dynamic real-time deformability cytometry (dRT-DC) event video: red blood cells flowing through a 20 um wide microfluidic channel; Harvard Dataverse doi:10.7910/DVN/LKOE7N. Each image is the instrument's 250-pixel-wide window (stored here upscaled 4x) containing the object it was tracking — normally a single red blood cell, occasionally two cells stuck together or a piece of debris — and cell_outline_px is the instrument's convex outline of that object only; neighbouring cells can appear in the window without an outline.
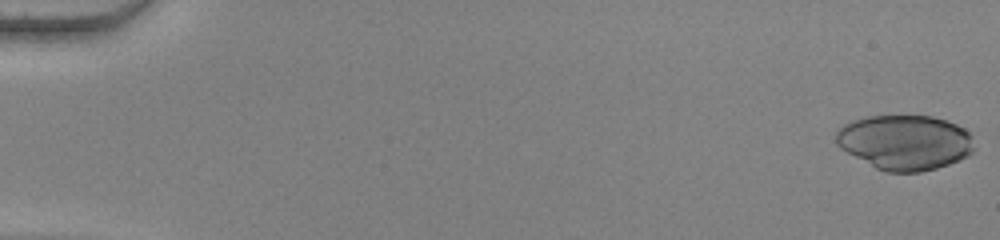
{"species": "human", "species_latin": "Homo sapiens", "temperature_condition": "warm", "stored_images_in_passage": 55, "camera_frame_rate_fps": 3000, "um_per_image_px": 0.085, "donor": {"sex": "female"}, "frame": {"image": 1, "passage_image": 1, "time_ms": 0.0, "image_size_px": [1000, 240], "cell_outline_px": [[976, 148], [968, 156], [948, 164], [936, 168], [920, 172], [884, 172], [876, 168], [840, 148], [836, 144], [836, 132], [844, 124], [868, 116], [932, 116], [956, 124], [964, 128], [972, 136]], "centroid_in_image_um": [76.94, 12.1], "position_along_channel_um": 8.1, "area_um2": 44.16}}
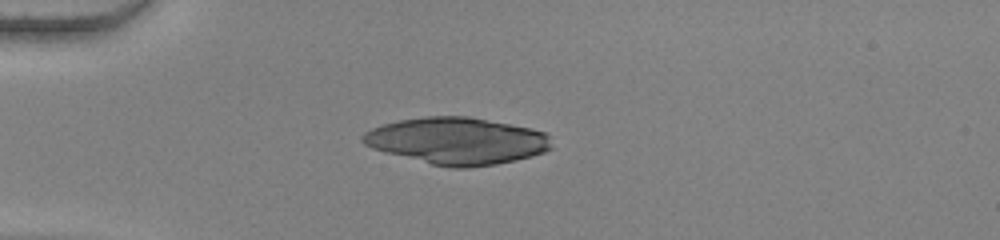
{"frame": {"image": 2, "passage_image": 16, "time_ms": 5.0, "image_size_px": [1000, 240], "cell_outline_px": [[552, 148], [544, 152], [532, 156], [516, 160], [496, 164], [468, 168], [448, 168], [384, 152], [372, 148], [364, 144], [360, 140], [360, 136], [364, 132], [372, 128], [384, 124], [400, 120], [424, 116], [468, 116], [532, 128], [544, 132], [552, 136]], "centroid_in_image_um": [38.86, 11.98], "position_along_channel_um": 46.1, "area_um2": 51.9}}